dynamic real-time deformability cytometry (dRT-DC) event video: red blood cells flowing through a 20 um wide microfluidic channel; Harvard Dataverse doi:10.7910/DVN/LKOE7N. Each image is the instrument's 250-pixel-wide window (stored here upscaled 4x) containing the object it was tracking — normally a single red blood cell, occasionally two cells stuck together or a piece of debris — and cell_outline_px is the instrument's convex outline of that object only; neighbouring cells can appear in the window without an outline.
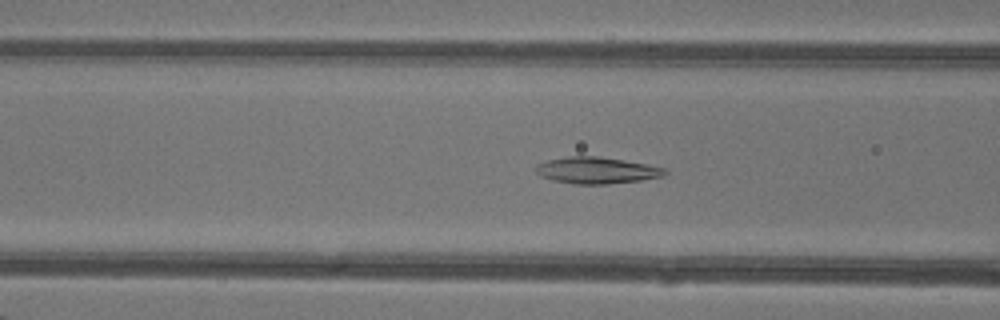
{"species": "common noctule bat (a hibernating species)", "species_latin": "Nyctalus noctula", "temperature_condition": "warm", "stored_images_in_passage": 39, "camera_frame_rate_fps": 3000, "um_per_image_px": 0.085, "animal": {"sex": "female"}, "frame": {"image": 1, "passage_image": 20, "time_ms": 6.333, "image_size_px": [1000, 320], "cell_outline_px": [[668, 172], [664, 176], [640, 180], [608, 184], [576, 184], [552, 180], [540, 176], [536, 172], [536, 164], [548, 160], [568, 156], [600, 156], [624, 160], [664, 168]], "centroid_in_image_um": [50.69, 14.48], "position_along_channel_um": 115.9, "area_um2": 19.88}}
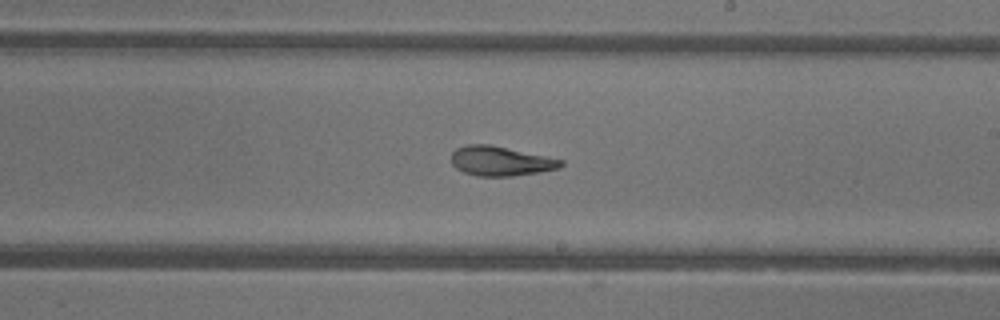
{"frame": {"image": 2, "passage_image": 29, "time_ms": 9.333, "image_size_px": [1000, 320], "cell_outline_px": [[564, 164], [560, 168], [512, 176], [476, 176], [464, 172], [456, 168], [452, 164], [452, 152], [456, 148], [464, 144], [488, 144], [564, 160]], "centroid_in_image_um": [42.52, 13.69], "position_along_channel_um": 246.5, "area_um2": 18.73}}
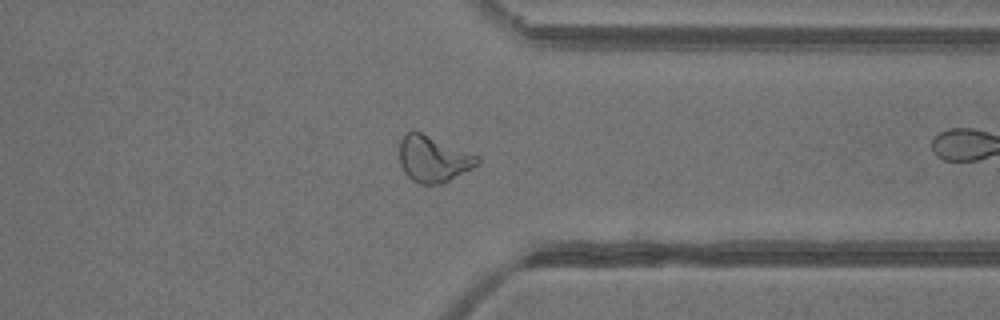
{"frame": {"image": 3, "passage_image": 38, "time_ms": 12.333, "image_size_px": [1000, 320], "cell_outline_px": [[480, 164], [444, 184], [420, 184], [412, 180], [404, 172], [400, 164], [400, 140], [404, 132], [420, 132], [480, 156]], "centroid_in_image_um": [36.85, 13.53], "position_along_channel_um": 374.6, "area_um2": 21.1}}